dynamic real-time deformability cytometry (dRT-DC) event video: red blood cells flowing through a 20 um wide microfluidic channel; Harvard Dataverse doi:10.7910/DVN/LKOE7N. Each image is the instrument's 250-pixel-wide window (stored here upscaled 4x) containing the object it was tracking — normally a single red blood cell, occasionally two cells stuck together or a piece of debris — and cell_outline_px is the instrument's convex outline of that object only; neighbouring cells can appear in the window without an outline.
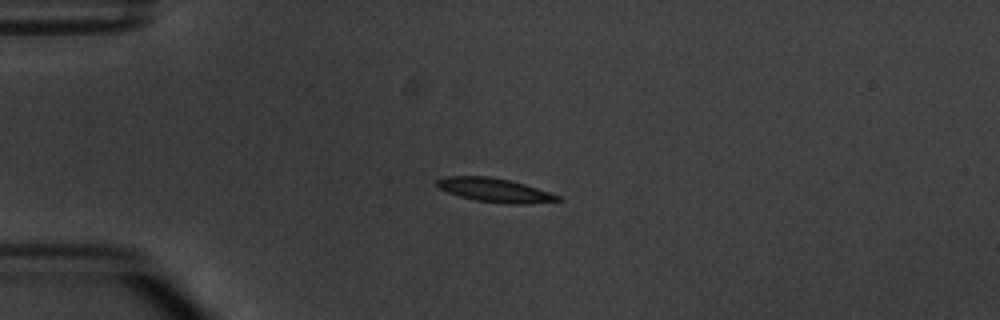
{"species": "common noctule bat (a hibernating species)", "species_latin": "Nyctalus noctula", "temperature_condition": "warm", "stored_images_in_passage": 7, "camera_frame_rate_fps": 3000, "um_per_image_px": 0.085, "animal": {"sex": "male", "body_mass_g": 20.1, "forearm_length_mm": 53.5}, "frame": {"image": 1, "passage_image": 3, "time_ms": 3.333, "image_size_px": [1000, 320], "cell_outline_px": [[564, 200], [528, 204], [504, 204], [476, 200], [460, 196], [448, 192], [440, 188], [436, 184], [436, 180], [448, 176], [488, 176], [508, 180], [524, 184], [560, 196]], "centroid_in_image_um": [42.07, 16.17], "position_along_channel_um": 42.9, "area_um2": 16.65}}
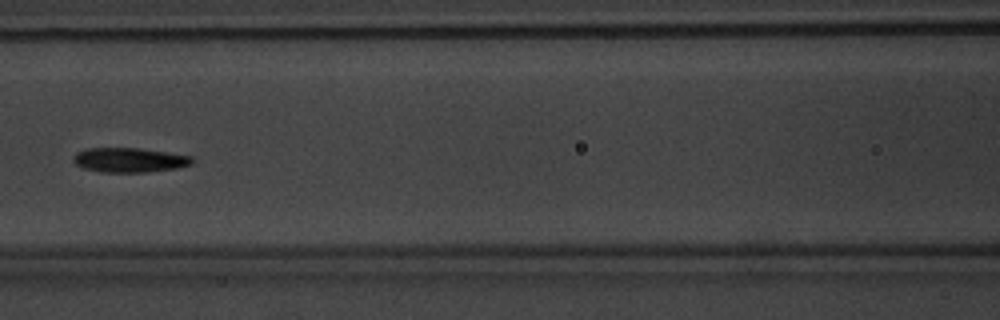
{"frame": {"image": 2, "passage_image": 6, "time_ms": 7.0, "image_size_px": [1000, 320], "cell_outline_px": [[196, 160], [192, 164], [176, 168], [144, 172], [100, 172], [84, 168], [76, 164], [72, 160], [72, 156], [76, 152], [88, 148], [136, 148], [192, 156]], "centroid_in_image_um": [10.98, 13.6], "position_along_channel_um": 155.6, "area_um2": 16.94}}
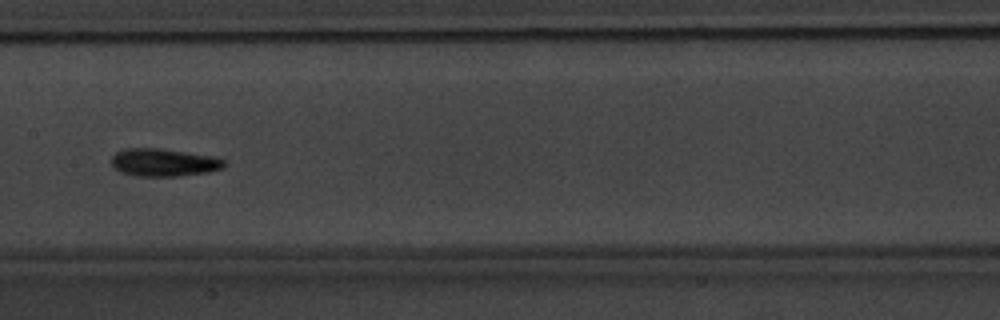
{"frame": {"image": 3, "passage_image": 7, "time_ms": 8.0, "image_size_px": [1000, 320], "cell_outline_px": [[228, 164], [224, 168], [208, 172], [176, 176], [136, 176], [120, 172], [112, 164], [112, 156], [116, 152], [124, 148], [164, 148], [212, 156], [224, 160]], "centroid_in_image_um": [13.94, 13.8], "position_along_channel_um": 193.5, "area_um2": 18.38}}